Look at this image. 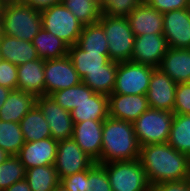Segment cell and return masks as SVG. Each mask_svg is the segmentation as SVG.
I'll return each instance as SVG.
<instances>
[{"mask_svg":"<svg viewBox=\"0 0 190 191\" xmlns=\"http://www.w3.org/2000/svg\"><path fill=\"white\" fill-rule=\"evenodd\" d=\"M139 160L151 187L160 182L187 178L188 156L168 143L142 146Z\"/></svg>","mask_w":190,"mask_h":191,"instance_id":"1","label":"cell"},{"mask_svg":"<svg viewBox=\"0 0 190 191\" xmlns=\"http://www.w3.org/2000/svg\"><path fill=\"white\" fill-rule=\"evenodd\" d=\"M141 146L133 123L107 117L103 123L101 164L140 157Z\"/></svg>","mask_w":190,"mask_h":191,"instance_id":"2","label":"cell"},{"mask_svg":"<svg viewBox=\"0 0 190 191\" xmlns=\"http://www.w3.org/2000/svg\"><path fill=\"white\" fill-rule=\"evenodd\" d=\"M1 33L32 42L42 28L41 13L23 0H2Z\"/></svg>","mask_w":190,"mask_h":191,"instance_id":"3","label":"cell"},{"mask_svg":"<svg viewBox=\"0 0 190 191\" xmlns=\"http://www.w3.org/2000/svg\"><path fill=\"white\" fill-rule=\"evenodd\" d=\"M108 41L109 58L114 62L131 61L135 35L126 16L101 15L98 21Z\"/></svg>","mask_w":190,"mask_h":191,"instance_id":"4","label":"cell"},{"mask_svg":"<svg viewBox=\"0 0 190 191\" xmlns=\"http://www.w3.org/2000/svg\"><path fill=\"white\" fill-rule=\"evenodd\" d=\"M173 119V112L149 107L133 122L140 146L167 143Z\"/></svg>","mask_w":190,"mask_h":191,"instance_id":"5","label":"cell"},{"mask_svg":"<svg viewBox=\"0 0 190 191\" xmlns=\"http://www.w3.org/2000/svg\"><path fill=\"white\" fill-rule=\"evenodd\" d=\"M42 28L62 39L69 46L78 42L84 25L62 2L40 11Z\"/></svg>","mask_w":190,"mask_h":191,"instance_id":"6","label":"cell"},{"mask_svg":"<svg viewBox=\"0 0 190 191\" xmlns=\"http://www.w3.org/2000/svg\"><path fill=\"white\" fill-rule=\"evenodd\" d=\"M102 165L105 167L112 191H147L151 187L139 158Z\"/></svg>","mask_w":190,"mask_h":191,"instance_id":"7","label":"cell"},{"mask_svg":"<svg viewBox=\"0 0 190 191\" xmlns=\"http://www.w3.org/2000/svg\"><path fill=\"white\" fill-rule=\"evenodd\" d=\"M154 69L152 66L132 61L119 62L113 93L146 95Z\"/></svg>","mask_w":190,"mask_h":191,"instance_id":"8","label":"cell"},{"mask_svg":"<svg viewBox=\"0 0 190 191\" xmlns=\"http://www.w3.org/2000/svg\"><path fill=\"white\" fill-rule=\"evenodd\" d=\"M95 163L73 138L58 142L54 166L60 180L75 173L88 170Z\"/></svg>","mask_w":190,"mask_h":191,"instance_id":"9","label":"cell"},{"mask_svg":"<svg viewBox=\"0 0 190 191\" xmlns=\"http://www.w3.org/2000/svg\"><path fill=\"white\" fill-rule=\"evenodd\" d=\"M44 95L76 86L82 82L68 56L44 60Z\"/></svg>","mask_w":190,"mask_h":191,"instance_id":"10","label":"cell"},{"mask_svg":"<svg viewBox=\"0 0 190 191\" xmlns=\"http://www.w3.org/2000/svg\"><path fill=\"white\" fill-rule=\"evenodd\" d=\"M36 105L43 113L53 139L59 142L73 137L74 123L70 112L47 95L36 97Z\"/></svg>","mask_w":190,"mask_h":191,"instance_id":"11","label":"cell"},{"mask_svg":"<svg viewBox=\"0 0 190 191\" xmlns=\"http://www.w3.org/2000/svg\"><path fill=\"white\" fill-rule=\"evenodd\" d=\"M163 35L169 47L190 49V10L163 13Z\"/></svg>","mask_w":190,"mask_h":191,"instance_id":"12","label":"cell"},{"mask_svg":"<svg viewBox=\"0 0 190 191\" xmlns=\"http://www.w3.org/2000/svg\"><path fill=\"white\" fill-rule=\"evenodd\" d=\"M169 49L163 34H146L134 39L131 61L158 68Z\"/></svg>","mask_w":190,"mask_h":191,"instance_id":"13","label":"cell"},{"mask_svg":"<svg viewBox=\"0 0 190 191\" xmlns=\"http://www.w3.org/2000/svg\"><path fill=\"white\" fill-rule=\"evenodd\" d=\"M177 84L159 68H155L149 82L147 99L149 107L173 112Z\"/></svg>","mask_w":190,"mask_h":191,"instance_id":"14","label":"cell"},{"mask_svg":"<svg viewBox=\"0 0 190 191\" xmlns=\"http://www.w3.org/2000/svg\"><path fill=\"white\" fill-rule=\"evenodd\" d=\"M104 121L85 120L75 123L73 139L96 163L101 164L102 131Z\"/></svg>","mask_w":190,"mask_h":191,"instance_id":"15","label":"cell"},{"mask_svg":"<svg viewBox=\"0 0 190 191\" xmlns=\"http://www.w3.org/2000/svg\"><path fill=\"white\" fill-rule=\"evenodd\" d=\"M149 108L146 95H122L112 93L108 96L109 117L133 123Z\"/></svg>","mask_w":190,"mask_h":191,"instance_id":"16","label":"cell"},{"mask_svg":"<svg viewBox=\"0 0 190 191\" xmlns=\"http://www.w3.org/2000/svg\"><path fill=\"white\" fill-rule=\"evenodd\" d=\"M58 142L53 138L25 142L16 155L26 169L54 165Z\"/></svg>","mask_w":190,"mask_h":191,"instance_id":"17","label":"cell"},{"mask_svg":"<svg viewBox=\"0 0 190 191\" xmlns=\"http://www.w3.org/2000/svg\"><path fill=\"white\" fill-rule=\"evenodd\" d=\"M130 28L139 37L146 34H163V14L145 0L126 16Z\"/></svg>","mask_w":190,"mask_h":191,"instance_id":"18","label":"cell"},{"mask_svg":"<svg viewBox=\"0 0 190 191\" xmlns=\"http://www.w3.org/2000/svg\"><path fill=\"white\" fill-rule=\"evenodd\" d=\"M158 68L176 84L190 82V49L169 47Z\"/></svg>","mask_w":190,"mask_h":191,"instance_id":"19","label":"cell"},{"mask_svg":"<svg viewBox=\"0 0 190 191\" xmlns=\"http://www.w3.org/2000/svg\"><path fill=\"white\" fill-rule=\"evenodd\" d=\"M0 54L2 60L17 66L39 59L32 42L2 33H0Z\"/></svg>","mask_w":190,"mask_h":191,"instance_id":"20","label":"cell"},{"mask_svg":"<svg viewBox=\"0 0 190 191\" xmlns=\"http://www.w3.org/2000/svg\"><path fill=\"white\" fill-rule=\"evenodd\" d=\"M17 89L32 94L35 97L44 95V60L28 61L17 66Z\"/></svg>","mask_w":190,"mask_h":191,"instance_id":"21","label":"cell"},{"mask_svg":"<svg viewBox=\"0 0 190 191\" xmlns=\"http://www.w3.org/2000/svg\"><path fill=\"white\" fill-rule=\"evenodd\" d=\"M36 97L22 90H11L4 105L0 109V120L17 122L34 107Z\"/></svg>","mask_w":190,"mask_h":191,"instance_id":"22","label":"cell"},{"mask_svg":"<svg viewBox=\"0 0 190 191\" xmlns=\"http://www.w3.org/2000/svg\"><path fill=\"white\" fill-rule=\"evenodd\" d=\"M67 56L81 79L89 72L106 71V64L110 61L109 55L85 51L77 44L69 46Z\"/></svg>","mask_w":190,"mask_h":191,"instance_id":"23","label":"cell"},{"mask_svg":"<svg viewBox=\"0 0 190 191\" xmlns=\"http://www.w3.org/2000/svg\"><path fill=\"white\" fill-rule=\"evenodd\" d=\"M70 113L74 124L85 120L104 121L109 116L108 96L94 93Z\"/></svg>","mask_w":190,"mask_h":191,"instance_id":"24","label":"cell"},{"mask_svg":"<svg viewBox=\"0 0 190 191\" xmlns=\"http://www.w3.org/2000/svg\"><path fill=\"white\" fill-rule=\"evenodd\" d=\"M40 59L50 60L67 56L69 45L62 39L41 28L32 40Z\"/></svg>","mask_w":190,"mask_h":191,"instance_id":"25","label":"cell"},{"mask_svg":"<svg viewBox=\"0 0 190 191\" xmlns=\"http://www.w3.org/2000/svg\"><path fill=\"white\" fill-rule=\"evenodd\" d=\"M20 128L25 142L52 138L50 127L36 104L20 120Z\"/></svg>","mask_w":190,"mask_h":191,"instance_id":"26","label":"cell"},{"mask_svg":"<svg viewBox=\"0 0 190 191\" xmlns=\"http://www.w3.org/2000/svg\"><path fill=\"white\" fill-rule=\"evenodd\" d=\"M117 69L118 62L110 60L106 64V71L86 73L82 78V82L95 93H101L109 96L113 93Z\"/></svg>","mask_w":190,"mask_h":191,"instance_id":"27","label":"cell"},{"mask_svg":"<svg viewBox=\"0 0 190 191\" xmlns=\"http://www.w3.org/2000/svg\"><path fill=\"white\" fill-rule=\"evenodd\" d=\"M25 180L32 191H52L60 183L54 165L26 169Z\"/></svg>","mask_w":190,"mask_h":191,"instance_id":"28","label":"cell"},{"mask_svg":"<svg viewBox=\"0 0 190 191\" xmlns=\"http://www.w3.org/2000/svg\"><path fill=\"white\" fill-rule=\"evenodd\" d=\"M77 45L85 51L109 55L108 41L99 22L83 27Z\"/></svg>","mask_w":190,"mask_h":191,"instance_id":"29","label":"cell"},{"mask_svg":"<svg viewBox=\"0 0 190 191\" xmlns=\"http://www.w3.org/2000/svg\"><path fill=\"white\" fill-rule=\"evenodd\" d=\"M167 143L187 156L190 154V117L187 114H174Z\"/></svg>","mask_w":190,"mask_h":191,"instance_id":"30","label":"cell"},{"mask_svg":"<svg viewBox=\"0 0 190 191\" xmlns=\"http://www.w3.org/2000/svg\"><path fill=\"white\" fill-rule=\"evenodd\" d=\"M94 93L85 83L81 82L76 86L53 92L49 96L63 109L71 112L77 105L89 99Z\"/></svg>","mask_w":190,"mask_h":191,"instance_id":"31","label":"cell"},{"mask_svg":"<svg viewBox=\"0 0 190 191\" xmlns=\"http://www.w3.org/2000/svg\"><path fill=\"white\" fill-rule=\"evenodd\" d=\"M64 6L85 26L100 20L102 10L97 0H61Z\"/></svg>","mask_w":190,"mask_h":191,"instance_id":"32","label":"cell"},{"mask_svg":"<svg viewBox=\"0 0 190 191\" xmlns=\"http://www.w3.org/2000/svg\"><path fill=\"white\" fill-rule=\"evenodd\" d=\"M24 144L20 123L0 120V147L10 155H17Z\"/></svg>","mask_w":190,"mask_h":191,"instance_id":"33","label":"cell"},{"mask_svg":"<svg viewBox=\"0 0 190 191\" xmlns=\"http://www.w3.org/2000/svg\"><path fill=\"white\" fill-rule=\"evenodd\" d=\"M26 168L16 155H10L0 165V191L25 179Z\"/></svg>","mask_w":190,"mask_h":191,"instance_id":"34","label":"cell"},{"mask_svg":"<svg viewBox=\"0 0 190 191\" xmlns=\"http://www.w3.org/2000/svg\"><path fill=\"white\" fill-rule=\"evenodd\" d=\"M84 191H112L108 175L102 164L95 163L87 170Z\"/></svg>","mask_w":190,"mask_h":191,"instance_id":"35","label":"cell"},{"mask_svg":"<svg viewBox=\"0 0 190 191\" xmlns=\"http://www.w3.org/2000/svg\"><path fill=\"white\" fill-rule=\"evenodd\" d=\"M144 0H100L102 14L128 16Z\"/></svg>","mask_w":190,"mask_h":191,"instance_id":"36","label":"cell"},{"mask_svg":"<svg viewBox=\"0 0 190 191\" xmlns=\"http://www.w3.org/2000/svg\"><path fill=\"white\" fill-rule=\"evenodd\" d=\"M190 111V82L178 83L175 91L174 114H187Z\"/></svg>","mask_w":190,"mask_h":191,"instance_id":"37","label":"cell"},{"mask_svg":"<svg viewBox=\"0 0 190 191\" xmlns=\"http://www.w3.org/2000/svg\"><path fill=\"white\" fill-rule=\"evenodd\" d=\"M0 85L10 90L17 89V65L6 60L0 61Z\"/></svg>","mask_w":190,"mask_h":191,"instance_id":"38","label":"cell"},{"mask_svg":"<svg viewBox=\"0 0 190 191\" xmlns=\"http://www.w3.org/2000/svg\"><path fill=\"white\" fill-rule=\"evenodd\" d=\"M151 7L160 13L188 8L189 0H145Z\"/></svg>","mask_w":190,"mask_h":191,"instance_id":"39","label":"cell"},{"mask_svg":"<svg viewBox=\"0 0 190 191\" xmlns=\"http://www.w3.org/2000/svg\"><path fill=\"white\" fill-rule=\"evenodd\" d=\"M87 177V170L67 176L60 180V183L69 191H84L85 178Z\"/></svg>","mask_w":190,"mask_h":191,"instance_id":"40","label":"cell"},{"mask_svg":"<svg viewBox=\"0 0 190 191\" xmlns=\"http://www.w3.org/2000/svg\"><path fill=\"white\" fill-rule=\"evenodd\" d=\"M155 191H190L188 178L174 181H164L152 186Z\"/></svg>","mask_w":190,"mask_h":191,"instance_id":"41","label":"cell"},{"mask_svg":"<svg viewBox=\"0 0 190 191\" xmlns=\"http://www.w3.org/2000/svg\"><path fill=\"white\" fill-rule=\"evenodd\" d=\"M26 4L32 6L34 9L41 11L50 6L60 3L61 0H23Z\"/></svg>","mask_w":190,"mask_h":191,"instance_id":"42","label":"cell"},{"mask_svg":"<svg viewBox=\"0 0 190 191\" xmlns=\"http://www.w3.org/2000/svg\"><path fill=\"white\" fill-rule=\"evenodd\" d=\"M3 191H32V190L30 189V186L28 185L27 181L24 179L15 182L14 184H12L10 187H8Z\"/></svg>","mask_w":190,"mask_h":191,"instance_id":"43","label":"cell"},{"mask_svg":"<svg viewBox=\"0 0 190 191\" xmlns=\"http://www.w3.org/2000/svg\"><path fill=\"white\" fill-rule=\"evenodd\" d=\"M11 90L0 85V109L4 105Z\"/></svg>","mask_w":190,"mask_h":191,"instance_id":"44","label":"cell"},{"mask_svg":"<svg viewBox=\"0 0 190 191\" xmlns=\"http://www.w3.org/2000/svg\"><path fill=\"white\" fill-rule=\"evenodd\" d=\"M10 156L9 153H7L5 150H3L0 147V165L6 160L8 159V157Z\"/></svg>","mask_w":190,"mask_h":191,"instance_id":"45","label":"cell"},{"mask_svg":"<svg viewBox=\"0 0 190 191\" xmlns=\"http://www.w3.org/2000/svg\"><path fill=\"white\" fill-rule=\"evenodd\" d=\"M52 191H69L61 183H59Z\"/></svg>","mask_w":190,"mask_h":191,"instance_id":"46","label":"cell"},{"mask_svg":"<svg viewBox=\"0 0 190 191\" xmlns=\"http://www.w3.org/2000/svg\"><path fill=\"white\" fill-rule=\"evenodd\" d=\"M187 178L190 180V154L188 155Z\"/></svg>","mask_w":190,"mask_h":191,"instance_id":"47","label":"cell"},{"mask_svg":"<svg viewBox=\"0 0 190 191\" xmlns=\"http://www.w3.org/2000/svg\"><path fill=\"white\" fill-rule=\"evenodd\" d=\"M147 191H155L153 187H150Z\"/></svg>","mask_w":190,"mask_h":191,"instance_id":"48","label":"cell"},{"mask_svg":"<svg viewBox=\"0 0 190 191\" xmlns=\"http://www.w3.org/2000/svg\"><path fill=\"white\" fill-rule=\"evenodd\" d=\"M188 9L190 10V0L188 1Z\"/></svg>","mask_w":190,"mask_h":191,"instance_id":"49","label":"cell"}]
</instances>
